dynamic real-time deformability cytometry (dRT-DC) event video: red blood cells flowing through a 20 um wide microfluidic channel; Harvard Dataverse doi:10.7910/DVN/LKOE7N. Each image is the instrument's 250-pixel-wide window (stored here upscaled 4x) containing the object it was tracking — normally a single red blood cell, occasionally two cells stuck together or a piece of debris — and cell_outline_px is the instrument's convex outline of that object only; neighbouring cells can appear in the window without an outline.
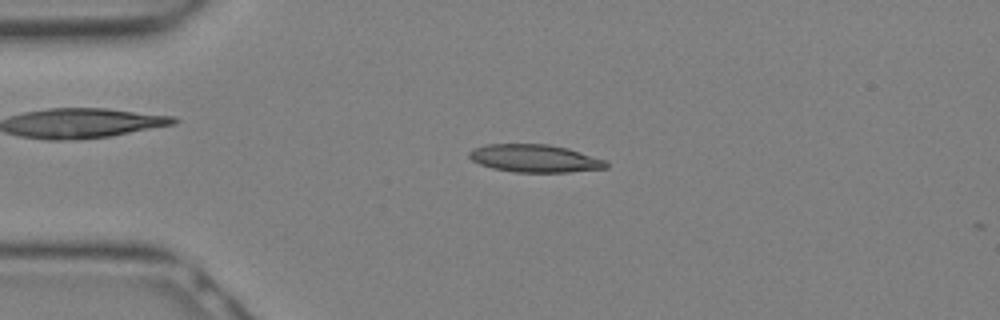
{"species": "Egyptian fruit bat (a non-hibernating species)", "species_latin": "Rousettus aegyptiacus", "temperature_condition": "warm", "stored_images_in_passage": 8, "camera_frame_rate_fps": 3000, "um_per_image_px": 0.085, "animal": {"sex": "female"}, "frame": {"image": 1, "passage_image": 6, "time_ms": 1.667, "image_size_px": [1000, 320], "cell_outline_px": [[608, 168], [568, 172], [516, 172], [492, 168], [480, 164], [472, 160], [468, 156], [468, 152], [476, 148], [488, 144], [548, 144], [568, 148], [604, 160], [608, 164]], "centroid_in_image_um": [45.45, 13.46], "position_along_channel_um": 39.5, "area_um2": 21.96}}